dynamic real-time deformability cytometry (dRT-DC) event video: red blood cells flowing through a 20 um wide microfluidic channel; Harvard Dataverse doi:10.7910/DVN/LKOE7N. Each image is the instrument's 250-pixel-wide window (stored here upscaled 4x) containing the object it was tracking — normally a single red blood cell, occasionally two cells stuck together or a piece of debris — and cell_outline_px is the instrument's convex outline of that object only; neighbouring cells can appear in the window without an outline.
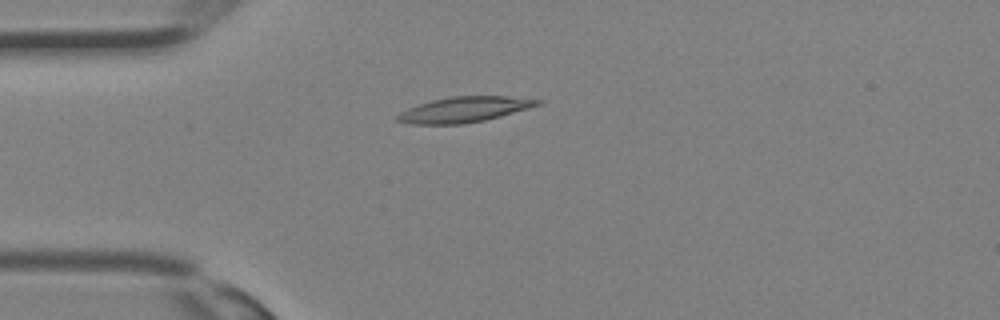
{"species": "Egyptian fruit bat (a non-hibernating species)", "species_latin": "Rousettus aegyptiacus", "temperature_condition": "room temperature", "stored_images_in_passage": 25, "camera_frame_rate_fps": 3000, "um_per_image_px": 0.085, "animal": {"sex": "female"}, "frame": {"image": 1, "passage_image": 1, "time_ms": 0.0, "image_size_px": [1000, 320], "cell_outline_px": [[544, 100], [540, 104], [528, 108], [500, 116], [484, 120], [460, 124], [408, 124], [396, 120], [396, 116], [400, 112], [408, 108], [432, 100], [452, 96], [508, 96]], "centroid_in_image_um": [39.44, 9.31], "position_along_channel_um": 45.6, "area_um2": 20.58}}
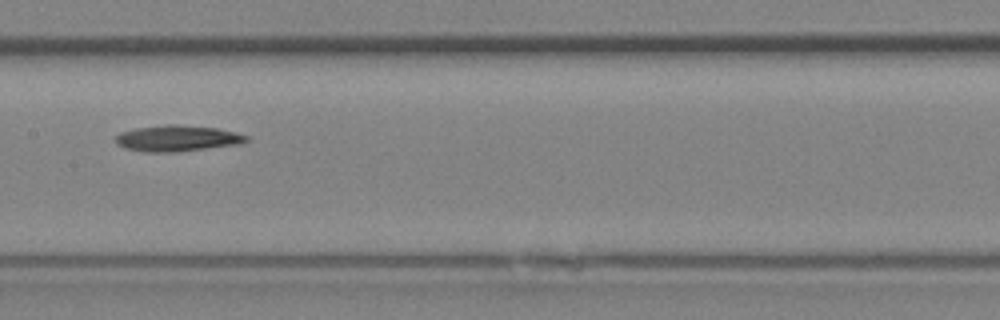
{"frame": {"image": 2, "passage_image": 9, "time_ms": 2.667, "image_size_px": [1000, 320], "cell_outline_px": [[248, 140], [240, 144], [176, 152], [144, 152], [124, 148], [116, 144], [116, 136], [120, 132], [136, 128], [164, 124], [176, 124], [216, 128], [236, 132], [248, 136]], "centroid_in_image_um": [15.05, 11.76], "position_along_channel_um": 192.4, "area_um2": 19.94}}
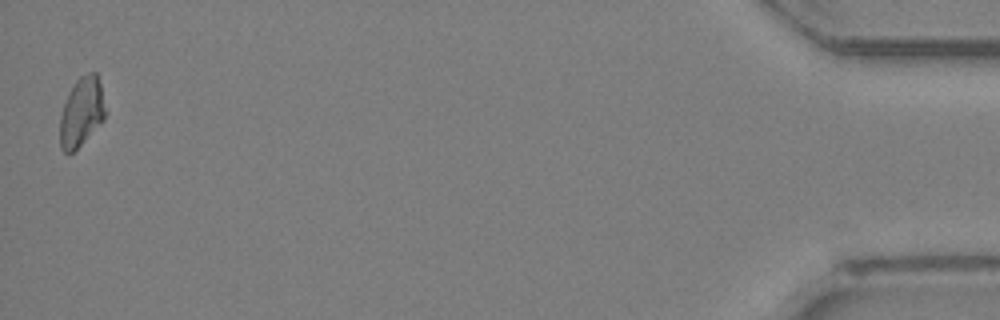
{"frame": {"image": 3, "passage_image": 25, "time_ms": 8.0, "image_size_px": [1000, 320], "cell_outline_px": [[108, 112], [104, 120], [72, 152], [64, 152], [60, 148], [60, 116], [64, 104], [76, 80], [80, 76], [88, 72], [96, 72], [100, 84]], "centroid_in_image_um": [6.96, 9.5], "position_along_channel_um": 428.2, "area_um2": 18.15}}